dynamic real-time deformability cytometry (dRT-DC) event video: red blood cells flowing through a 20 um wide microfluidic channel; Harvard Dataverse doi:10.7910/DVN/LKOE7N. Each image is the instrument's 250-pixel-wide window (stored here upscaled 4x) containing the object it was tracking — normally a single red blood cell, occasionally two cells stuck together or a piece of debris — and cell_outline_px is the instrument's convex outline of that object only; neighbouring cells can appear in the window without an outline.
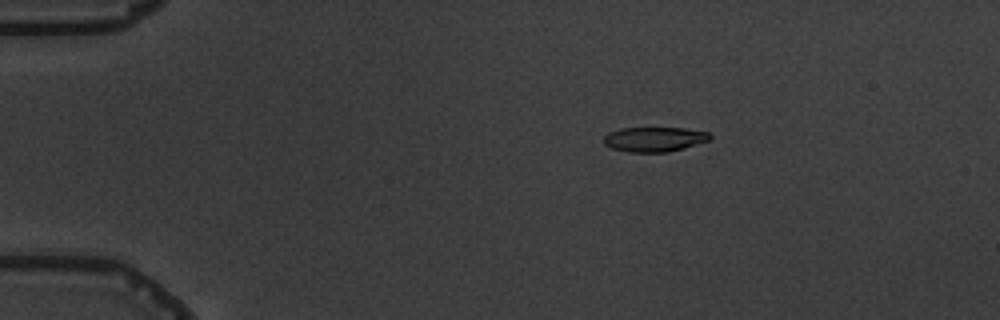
{"species": "common noctule bat (a hibernating species)", "species_latin": "Nyctalus noctula", "temperature_condition": "warm", "stored_images_in_passage": 6, "segment_of_instrument_passage": [1, 2], "camera_frame_rate_fps": 3000, "um_per_image_px": 0.085, "animal": {"sex": "male", "body_mass_g": 19.5, "forearm_length_mm": 54.6}, "frame": {"image": 1, "passage_image": 3, "time_ms": 3.0, "image_size_px": [1000, 320], "cell_outline_px": [[712, 136], [708, 140], [684, 148], [668, 152], [628, 152], [612, 148], [604, 144], [604, 136], [608, 132], [620, 128], [684, 128], [708, 132]], "centroid_in_image_um": [55.59, 11.83], "position_along_channel_um": 29.4, "area_um2": 15.26}}